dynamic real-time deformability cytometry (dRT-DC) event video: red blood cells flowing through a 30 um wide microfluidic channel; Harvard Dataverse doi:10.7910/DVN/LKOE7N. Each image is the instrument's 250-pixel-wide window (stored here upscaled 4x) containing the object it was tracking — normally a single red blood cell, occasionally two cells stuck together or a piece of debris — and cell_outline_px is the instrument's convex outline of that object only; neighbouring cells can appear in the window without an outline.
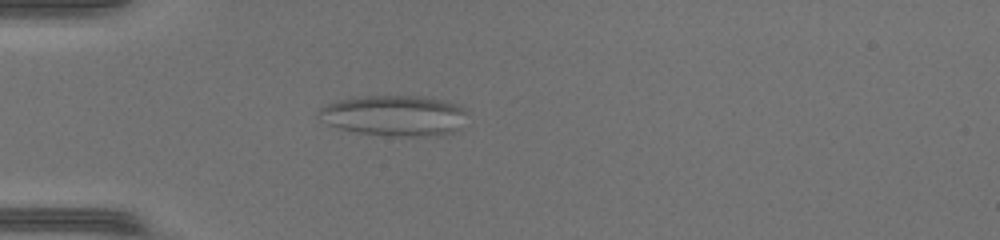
{"species": "common noctule bat (a hibernating species)", "species_latin": "Nyctalus noctula", "temperature_condition": "warm", "stored_images_in_passage": 35, "camera_frame_rate_fps": 3000, "um_per_image_px": 0.085, "animal": {"sex": "female", "body_mass_g": 17.0, "forearm_length_mm": 48.0}, "frame": {"image": 1, "passage_image": 7, "time_ms": 2.0, "image_size_px": [1000, 240], "cell_outline_px": [[468, 112], [456, 128], [452, 132], [436, 136], [392, 136], [360, 132], [340, 128], [328, 124], [320, 120], [316, 116], [320, 108], [328, 104], [340, 100], [360, 96], [424, 96], [448, 100], [460, 104]], "centroid_in_image_um": [33.53, 9.81], "position_along_channel_um": 51.5, "area_um2": 35.2}}
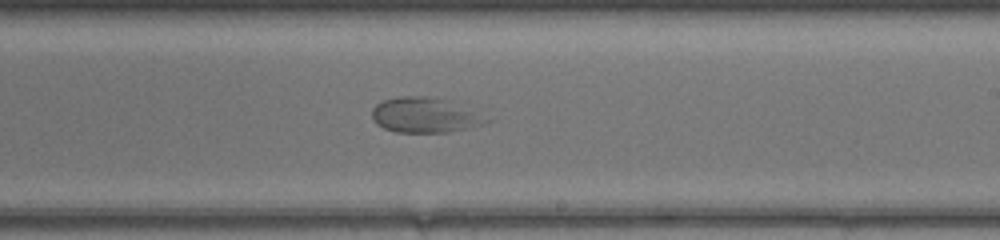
{"frame": {"image": 2, "passage_image": 22, "time_ms": 7.0, "image_size_px": [1000, 240], "cell_outline_px": [[492, 120], [480, 124], [448, 132], [396, 132], [384, 128], [376, 124], [372, 120], [372, 108], [376, 104], [384, 100], [396, 96], [428, 96], [448, 100]], "centroid_in_image_um": [36.01, 9.78], "position_along_channel_um": 253.0, "area_um2": 23.06}}
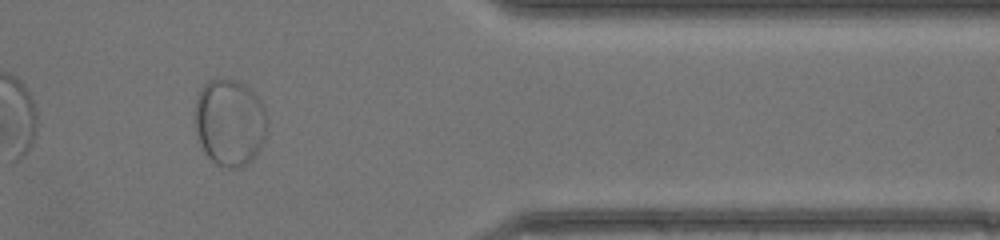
{"frame": {"image": 3, "passage_image": 33, "time_ms": 10.667, "image_size_px": [1000, 240], "cell_outline_px": [[268, 124], [264, 140], [256, 156], [248, 164], [240, 168], [228, 168], [216, 164], [204, 152], [200, 144], [196, 132], [196, 100], [200, 88], [208, 80], [220, 76], [236, 80], [244, 84], [260, 100], [264, 108]], "centroid_in_image_um": [19.53, 10.4], "position_along_channel_um": 391.9, "area_um2": 37.05}}